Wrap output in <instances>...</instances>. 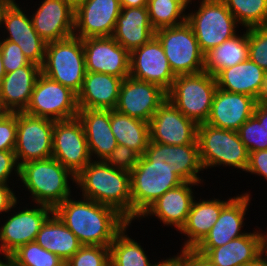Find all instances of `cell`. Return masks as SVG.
<instances>
[{"label": "cell", "mask_w": 267, "mask_h": 266, "mask_svg": "<svg viewBox=\"0 0 267 266\" xmlns=\"http://www.w3.org/2000/svg\"><path fill=\"white\" fill-rule=\"evenodd\" d=\"M53 212L82 245L109 247L129 223L115 208L90 199H65Z\"/></svg>", "instance_id": "cell-1"}, {"label": "cell", "mask_w": 267, "mask_h": 266, "mask_svg": "<svg viewBox=\"0 0 267 266\" xmlns=\"http://www.w3.org/2000/svg\"><path fill=\"white\" fill-rule=\"evenodd\" d=\"M75 182L84 198L113 207L132 222L130 172L103 160L91 161L75 176Z\"/></svg>", "instance_id": "cell-2"}, {"label": "cell", "mask_w": 267, "mask_h": 266, "mask_svg": "<svg viewBox=\"0 0 267 266\" xmlns=\"http://www.w3.org/2000/svg\"><path fill=\"white\" fill-rule=\"evenodd\" d=\"M19 177L38 206L53 210L70 196L68 177L75 176L53 157L30 161L19 167Z\"/></svg>", "instance_id": "cell-3"}, {"label": "cell", "mask_w": 267, "mask_h": 266, "mask_svg": "<svg viewBox=\"0 0 267 266\" xmlns=\"http://www.w3.org/2000/svg\"><path fill=\"white\" fill-rule=\"evenodd\" d=\"M217 88L216 77L205 71L178 75L167 91V99L188 119L200 125L209 118Z\"/></svg>", "instance_id": "cell-4"}, {"label": "cell", "mask_w": 267, "mask_h": 266, "mask_svg": "<svg viewBox=\"0 0 267 266\" xmlns=\"http://www.w3.org/2000/svg\"><path fill=\"white\" fill-rule=\"evenodd\" d=\"M41 73L78 94L86 75L82 39L73 35L47 43Z\"/></svg>", "instance_id": "cell-5"}, {"label": "cell", "mask_w": 267, "mask_h": 266, "mask_svg": "<svg viewBox=\"0 0 267 266\" xmlns=\"http://www.w3.org/2000/svg\"><path fill=\"white\" fill-rule=\"evenodd\" d=\"M199 156L203 169L215 165L234 166L247 170L249 152L238 131L200 124L197 129Z\"/></svg>", "instance_id": "cell-6"}, {"label": "cell", "mask_w": 267, "mask_h": 266, "mask_svg": "<svg viewBox=\"0 0 267 266\" xmlns=\"http://www.w3.org/2000/svg\"><path fill=\"white\" fill-rule=\"evenodd\" d=\"M132 219L140 217L158 198L183 181L169 167L152 166L143 155L130 172Z\"/></svg>", "instance_id": "cell-7"}, {"label": "cell", "mask_w": 267, "mask_h": 266, "mask_svg": "<svg viewBox=\"0 0 267 266\" xmlns=\"http://www.w3.org/2000/svg\"><path fill=\"white\" fill-rule=\"evenodd\" d=\"M186 22L191 26L204 55L234 37L238 24L222 0H202L198 11L187 15Z\"/></svg>", "instance_id": "cell-8"}, {"label": "cell", "mask_w": 267, "mask_h": 266, "mask_svg": "<svg viewBox=\"0 0 267 266\" xmlns=\"http://www.w3.org/2000/svg\"><path fill=\"white\" fill-rule=\"evenodd\" d=\"M173 73L196 74L204 71V54L191 26L183 24L155 30Z\"/></svg>", "instance_id": "cell-9"}, {"label": "cell", "mask_w": 267, "mask_h": 266, "mask_svg": "<svg viewBox=\"0 0 267 266\" xmlns=\"http://www.w3.org/2000/svg\"><path fill=\"white\" fill-rule=\"evenodd\" d=\"M78 111L77 94L41 73L23 112L59 121L76 118Z\"/></svg>", "instance_id": "cell-10"}, {"label": "cell", "mask_w": 267, "mask_h": 266, "mask_svg": "<svg viewBox=\"0 0 267 266\" xmlns=\"http://www.w3.org/2000/svg\"><path fill=\"white\" fill-rule=\"evenodd\" d=\"M55 121L17 112L15 156L19 167L27 162L52 157ZM19 159L22 161L19 162Z\"/></svg>", "instance_id": "cell-11"}, {"label": "cell", "mask_w": 267, "mask_h": 266, "mask_svg": "<svg viewBox=\"0 0 267 266\" xmlns=\"http://www.w3.org/2000/svg\"><path fill=\"white\" fill-rule=\"evenodd\" d=\"M52 157L74 176L91 162L84 128L78 117L55 121Z\"/></svg>", "instance_id": "cell-12"}, {"label": "cell", "mask_w": 267, "mask_h": 266, "mask_svg": "<svg viewBox=\"0 0 267 266\" xmlns=\"http://www.w3.org/2000/svg\"><path fill=\"white\" fill-rule=\"evenodd\" d=\"M167 100V91L159 85L131 76L123 79L115 110L150 122L156 110Z\"/></svg>", "instance_id": "cell-13"}, {"label": "cell", "mask_w": 267, "mask_h": 266, "mask_svg": "<svg viewBox=\"0 0 267 266\" xmlns=\"http://www.w3.org/2000/svg\"><path fill=\"white\" fill-rule=\"evenodd\" d=\"M129 76L157 84L165 91L171 88L176 75L155 35L146 44L130 52Z\"/></svg>", "instance_id": "cell-14"}, {"label": "cell", "mask_w": 267, "mask_h": 266, "mask_svg": "<svg viewBox=\"0 0 267 266\" xmlns=\"http://www.w3.org/2000/svg\"><path fill=\"white\" fill-rule=\"evenodd\" d=\"M143 156L152 166L171 168L183 182L201 183L197 176L203 169L198 144L167 145L149 141Z\"/></svg>", "instance_id": "cell-15"}, {"label": "cell", "mask_w": 267, "mask_h": 266, "mask_svg": "<svg viewBox=\"0 0 267 266\" xmlns=\"http://www.w3.org/2000/svg\"><path fill=\"white\" fill-rule=\"evenodd\" d=\"M198 125L181 113L168 99L149 122L150 141L167 145L198 144Z\"/></svg>", "instance_id": "cell-16"}, {"label": "cell", "mask_w": 267, "mask_h": 266, "mask_svg": "<svg viewBox=\"0 0 267 266\" xmlns=\"http://www.w3.org/2000/svg\"><path fill=\"white\" fill-rule=\"evenodd\" d=\"M86 72L129 77L130 53L112 36L82 39Z\"/></svg>", "instance_id": "cell-17"}, {"label": "cell", "mask_w": 267, "mask_h": 266, "mask_svg": "<svg viewBox=\"0 0 267 266\" xmlns=\"http://www.w3.org/2000/svg\"><path fill=\"white\" fill-rule=\"evenodd\" d=\"M119 0H84L75 6L74 35L81 39L112 36L120 14Z\"/></svg>", "instance_id": "cell-18"}, {"label": "cell", "mask_w": 267, "mask_h": 266, "mask_svg": "<svg viewBox=\"0 0 267 266\" xmlns=\"http://www.w3.org/2000/svg\"><path fill=\"white\" fill-rule=\"evenodd\" d=\"M0 23L6 25L10 36L4 40L19 45L31 63L41 66L44 61L47 42L37 34L32 19H28V16L21 11L14 0H10L4 7Z\"/></svg>", "instance_id": "cell-19"}, {"label": "cell", "mask_w": 267, "mask_h": 266, "mask_svg": "<svg viewBox=\"0 0 267 266\" xmlns=\"http://www.w3.org/2000/svg\"><path fill=\"white\" fill-rule=\"evenodd\" d=\"M22 210L12 215L0 229V251L8 258L19 247L34 242L42 224L53 213L46 205Z\"/></svg>", "instance_id": "cell-20"}, {"label": "cell", "mask_w": 267, "mask_h": 266, "mask_svg": "<svg viewBox=\"0 0 267 266\" xmlns=\"http://www.w3.org/2000/svg\"><path fill=\"white\" fill-rule=\"evenodd\" d=\"M74 16L75 7L66 0H44L31 19L37 34L49 43L77 34Z\"/></svg>", "instance_id": "cell-21"}, {"label": "cell", "mask_w": 267, "mask_h": 266, "mask_svg": "<svg viewBox=\"0 0 267 266\" xmlns=\"http://www.w3.org/2000/svg\"><path fill=\"white\" fill-rule=\"evenodd\" d=\"M254 108L253 97L217 88L206 124L238 131L240 126L253 115Z\"/></svg>", "instance_id": "cell-22"}, {"label": "cell", "mask_w": 267, "mask_h": 266, "mask_svg": "<svg viewBox=\"0 0 267 266\" xmlns=\"http://www.w3.org/2000/svg\"><path fill=\"white\" fill-rule=\"evenodd\" d=\"M41 66H27L6 73L0 82V112H23L30 100Z\"/></svg>", "instance_id": "cell-23"}, {"label": "cell", "mask_w": 267, "mask_h": 266, "mask_svg": "<svg viewBox=\"0 0 267 266\" xmlns=\"http://www.w3.org/2000/svg\"><path fill=\"white\" fill-rule=\"evenodd\" d=\"M250 201L249 194L233 198L222 210L210 232L194 249H213L225 245L246 233H240L245 212Z\"/></svg>", "instance_id": "cell-24"}, {"label": "cell", "mask_w": 267, "mask_h": 266, "mask_svg": "<svg viewBox=\"0 0 267 266\" xmlns=\"http://www.w3.org/2000/svg\"><path fill=\"white\" fill-rule=\"evenodd\" d=\"M122 81L105 73L86 72L77 94L78 109L115 110Z\"/></svg>", "instance_id": "cell-25"}, {"label": "cell", "mask_w": 267, "mask_h": 266, "mask_svg": "<svg viewBox=\"0 0 267 266\" xmlns=\"http://www.w3.org/2000/svg\"><path fill=\"white\" fill-rule=\"evenodd\" d=\"M215 266H248L262 254L261 233H246L213 249H195Z\"/></svg>", "instance_id": "cell-26"}, {"label": "cell", "mask_w": 267, "mask_h": 266, "mask_svg": "<svg viewBox=\"0 0 267 266\" xmlns=\"http://www.w3.org/2000/svg\"><path fill=\"white\" fill-rule=\"evenodd\" d=\"M155 35L147 7L121 8L112 37L129 53Z\"/></svg>", "instance_id": "cell-27"}, {"label": "cell", "mask_w": 267, "mask_h": 266, "mask_svg": "<svg viewBox=\"0 0 267 266\" xmlns=\"http://www.w3.org/2000/svg\"><path fill=\"white\" fill-rule=\"evenodd\" d=\"M198 183L183 182L179 186L165 192L140 216L153 214L166 225H173L178 230L185 224L193 202L190 185ZM190 186V187H189Z\"/></svg>", "instance_id": "cell-28"}, {"label": "cell", "mask_w": 267, "mask_h": 266, "mask_svg": "<svg viewBox=\"0 0 267 266\" xmlns=\"http://www.w3.org/2000/svg\"><path fill=\"white\" fill-rule=\"evenodd\" d=\"M77 117L83 125L90 155L104 161L118 145L110 126V110L79 109Z\"/></svg>", "instance_id": "cell-29"}, {"label": "cell", "mask_w": 267, "mask_h": 266, "mask_svg": "<svg viewBox=\"0 0 267 266\" xmlns=\"http://www.w3.org/2000/svg\"><path fill=\"white\" fill-rule=\"evenodd\" d=\"M232 199L228 201L202 200V202L193 200L186 222L179 230L189 237L183 249H194L204 239L218 220L221 210Z\"/></svg>", "instance_id": "cell-30"}, {"label": "cell", "mask_w": 267, "mask_h": 266, "mask_svg": "<svg viewBox=\"0 0 267 266\" xmlns=\"http://www.w3.org/2000/svg\"><path fill=\"white\" fill-rule=\"evenodd\" d=\"M35 242L65 263L83 246L54 212L42 224Z\"/></svg>", "instance_id": "cell-31"}, {"label": "cell", "mask_w": 267, "mask_h": 266, "mask_svg": "<svg viewBox=\"0 0 267 266\" xmlns=\"http://www.w3.org/2000/svg\"><path fill=\"white\" fill-rule=\"evenodd\" d=\"M267 72L250 59L221 70L215 77L217 87L254 98Z\"/></svg>", "instance_id": "cell-32"}, {"label": "cell", "mask_w": 267, "mask_h": 266, "mask_svg": "<svg viewBox=\"0 0 267 266\" xmlns=\"http://www.w3.org/2000/svg\"><path fill=\"white\" fill-rule=\"evenodd\" d=\"M249 59L248 29L239 37L225 40L204 55V71L216 76L221 70Z\"/></svg>", "instance_id": "cell-33"}, {"label": "cell", "mask_w": 267, "mask_h": 266, "mask_svg": "<svg viewBox=\"0 0 267 266\" xmlns=\"http://www.w3.org/2000/svg\"><path fill=\"white\" fill-rule=\"evenodd\" d=\"M110 126L119 145L144 154L150 141L149 122L110 110Z\"/></svg>", "instance_id": "cell-34"}, {"label": "cell", "mask_w": 267, "mask_h": 266, "mask_svg": "<svg viewBox=\"0 0 267 266\" xmlns=\"http://www.w3.org/2000/svg\"><path fill=\"white\" fill-rule=\"evenodd\" d=\"M129 222L114 238L109 246L111 266H152L143 248L125 235Z\"/></svg>", "instance_id": "cell-35"}, {"label": "cell", "mask_w": 267, "mask_h": 266, "mask_svg": "<svg viewBox=\"0 0 267 266\" xmlns=\"http://www.w3.org/2000/svg\"><path fill=\"white\" fill-rule=\"evenodd\" d=\"M189 3L172 0H148L149 20L154 30L177 26L186 22L187 15L183 14V11ZM179 18L180 20H178Z\"/></svg>", "instance_id": "cell-36"}, {"label": "cell", "mask_w": 267, "mask_h": 266, "mask_svg": "<svg viewBox=\"0 0 267 266\" xmlns=\"http://www.w3.org/2000/svg\"><path fill=\"white\" fill-rule=\"evenodd\" d=\"M237 22L253 28L267 25V0H222Z\"/></svg>", "instance_id": "cell-37"}, {"label": "cell", "mask_w": 267, "mask_h": 266, "mask_svg": "<svg viewBox=\"0 0 267 266\" xmlns=\"http://www.w3.org/2000/svg\"><path fill=\"white\" fill-rule=\"evenodd\" d=\"M16 266H63L65 262L38 243L29 242L8 257Z\"/></svg>", "instance_id": "cell-38"}, {"label": "cell", "mask_w": 267, "mask_h": 266, "mask_svg": "<svg viewBox=\"0 0 267 266\" xmlns=\"http://www.w3.org/2000/svg\"><path fill=\"white\" fill-rule=\"evenodd\" d=\"M238 134L249 153L267 150V129L253 115L240 126Z\"/></svg>", "instance_id": "cell-39"}, {"label": "cell", "mask_w": 267, "mask_h": 266, "mask_svg": "<svg viewBox=\"0 0 267 266\" xmlns=\"http://www.w3.org/2000/svg\"><path fill=\"white\" fill-rule=\"evenodd\" d=\"M65 264L67 266H109V247L83 245Z\"/></svg>", "instance_id": "cell-40"}, {"label": "cell", "mask_w": 267, "mask_h": 266, "mask_svg": "<svg viewBox=\"0 0 267 266\" xmlns=\"http://www.w3.org/2000/svg\"><path fill=\"white\" fill-rule=\"evenodd\" d=\"M249 59L267 72V25L248 29Z\"/></svg>", "instance_id": "cell-41"}, {"label": "cell", "mask_w": 267, "mask_h": 266, "mask_svg": "<svg viewBox=\"0 0 267 266\" xmlns=\"http://www.w3.org/2000/svg\"><path fill=\"white\" fill-rule=\"evenodd\" d=\"M17 141V112H0V151H14Z\"/></svg>", "instance_id": "cell-42"}, {"label": "cell", "mask_w": 267, "mask_h": 266, "mask_svg": "<svg viewBox=\"0 0 267 266\" xmlns=\"http://www.w3.org/2000/svg\"><path fill=\"white\" fill-rule=\"evenodd\" d=\"M3 67L5 73H10L20 67L27 66L30 61L25 57L19 45L9 40L0 41Z\"/></svg>", "instance_id": "cell-43"}, {"label": "cell", "mask_w": 267, "mask_h": 266, "mask_svg": "<svg viewBox=\"0 0 267 266\" xmlns=\"http://www.w3.org/2000/svg\"><path fill=\"white\" fill-rule=\"evenodd\" d=\"M140 155L126 145H117L104 160L110 166L131 172L139 161Z\"/></svg>", "instance_id": "cell-44"}, {"label": "cell", "mask_w": 267, "mask_h": 266, "mask_svg": "<svg viewBox=\"0 0 267 266\" xmlns=\"http://www.w3.org/2000/svg\"><path fill=\"white\" fill-rule=\"evenodd\" d=\"M13 169H15L19 176L20 168L14 151H0V183H7L8 177Z\"/></svg>", "instance_id": "cell-45"}, {"label": "cell", "mask_w": 267, "mask_h": 266, "mask_svg": "<svg viewBox=\"0 0 267 266\" xmlns=\"http://www.w3.org/2000/svg\"><path fill=\"white\" fill-rule=\"evenodd\" d=\"M246 171L262 175L267 180V150L250 152Z\"/></svg>", "instance_id": "cell-46"}, {"label": "cell", "mask_w": 267, "mask_h": 266, "mask_svg": "<svg viewBox=\"0 0 267 266\" xmlns=\"http://www.w3.org/2000/svg\"><path fill=\"white\" fill-rule=\"evenodd\" d=\"M179 256V266H215L205 255L195 249H182Z\"/></svg>", "instance_id": "cell-47"}, {"label": "cell", "mask_w": 267, "mask_h": 266, "mask_svg": "<svg viewBox=\"0 0 267 266\" xmlns=\"http://www.w3.org/2000/svg\"><path fill=\"white\" fill-rule=\"evenodd\" d=\"M6 183H0V212H8L17 204V198Z\"/></svg>", "instance_id": "cell-48"}, {"label": "cell", "mask_w": 267, "mask_h": 266, "mask_svg": "<svg viewBox=\"0 0 267 266\" xmlns=\"http://www.w3.org/2000/svg\"><path fill=\"white\" fill-rule=\"evenodd\" d=\"M255 105L267 104V74L263 78L256 95L254 96Z\"/></svg>", "instance_id": "cell-49"}, {"label": "cell", "mask_w": 267, "mask_h": 266, "mask_svg": "<svg viewBox=\"0 0 267 266\" xmlns=\"http://www.w3.org/2000/svg\"><path fill=\"white\" fill-rule=\"evenodd\" d=\"M253 116L267 129V104L255 105Z\"/></svg>", "instance_id": "cell-50"}, {"label": "cell", "mask_w": 267, "mask_h": 266, "mask_svg": "<svg viewBox=\"0 0 267 266\" xmlns=\"http://www.w3.org/2000/svg\"><path fill=\"white\" fill-rule=\"evenodd\" d=\"M121 8L147 7L148 0H119Z\"/></svg>", "instance_id": "cell-51"}, {"label": "cell", "mask_w": 267, "mask_h": 266, "mask_svg": "<svg viewBox=\"0 0 267 266\" xmlns=\"http://www.w3.org/2000/svg\"><path fill=\"white\" fill-rule=\"evenodd\" d=\"M152 266H179V256L169 258Z\"/></svg>", "instance_id": "cell-52"}, {"label": "cell", "mask_w": 267, "mask_h": 266, "mask_svg": "<svg viewBox=\"0 0 267 266\" xmlns=\"http://www.w3.org/2000/svg\"><path fill=\"white\" fill-rule=\"evenodd\" d=\"M262 256L265 255H260L254 262L249 264L248 266H267V257L263 258Z\"/></svg>", "instance_id": "cell-53"}, {"label": "cell", "mask_w": 267, "mask_h": 266, "mask_svg": "<svg viewBox=\"0 0 267 266\" xmlns=\"http://www.w3.org/2000/svg\"><path fill=\"white\" fill-rule=\"evenodd\" d=\"M261 246H262V255L266 254L267 256V235L261 233Z\"/></svg>", "instance_id": "cell-54"}, {"label": "cell", "mask_w": 267, "mask_h": 266, "mask_svg": "<svg viewBox=\"0 0 267 266\" xmlns=\"http://www.w3.org/2000/svg\"><path fill=\"white\" fill-rule=\"evenodd\" d=\"M5 70H4V67H3V59H2V51H1V48H0V82L2 80V78L5 76Z\"/></svg>", "instance_id": "cell-55"}, {"label": "cell", "mask_w": 267, "mask_h": 266, "mask_svg": "<svg viewBox=\"0 0 267 266\" xmlns=\"http://www.w3.org/2000/svg\"><path fill=\"white\" fill-rule=\"evenodd\" d=\"M10 0H0V22H1V14L4 9V7L8 4ZM1 25V23H0Z\"/></svg>", "instance_id": "cell-56"}, {"label": "cell", "mask_w": 267, "mask_h": 266, "mask_svg": "<svg viewBox=\"0 0 267 266\" xmlns=\"http://www.w3.org/2000/svg\"><path fill=\"white\" fill-rule=\"evenodd\" d=\"M6 262L0 260V266H16L9 258H6Z\"/></svg>", "instance_id": "cell-57"}, {"label": "cell", "mask_w": 267, "mask_h": 266, "mask_svg": "<svg viewBox=\"0 0 267 266\" xmlns=\"http://www.w3.org/2000/svg\"><path fill=\"white\" fill-rule=\"evenodd\" d=\"M66 1L71 3L75 7L84 0H66Z\"/></svg>", "instance_id": "cell-58"}, {"label": "cell", "mask_w": 267, "mask_h": 266, "mask_svg": "<svg viewBox=\"0 0 267 266\" xmlns=\"http://www.w3.org/2000/svg\"><path fill=\"white\" fill-rule=\"evenodd\" d=\"M172 1H175V2H191V0H172Z\"/></svg>", "instance_id": "cell-59"}]
</instances>
